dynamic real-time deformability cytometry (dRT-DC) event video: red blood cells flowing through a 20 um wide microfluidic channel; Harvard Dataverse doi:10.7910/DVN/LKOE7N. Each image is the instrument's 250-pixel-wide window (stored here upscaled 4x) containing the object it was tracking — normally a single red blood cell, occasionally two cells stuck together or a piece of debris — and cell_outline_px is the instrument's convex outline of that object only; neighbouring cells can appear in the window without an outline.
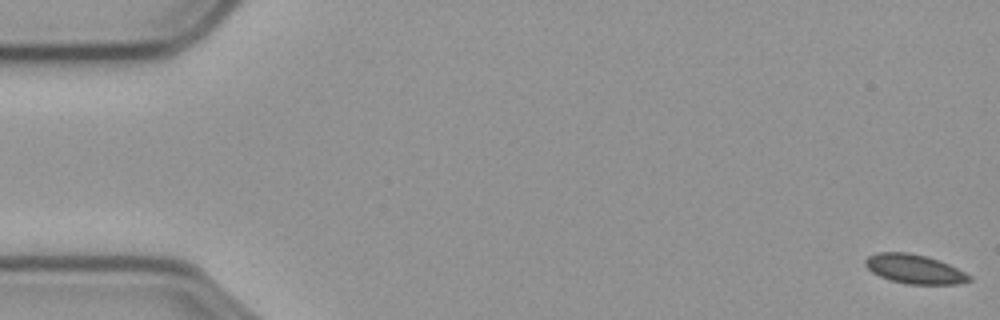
{"species": "common noctule bat (a hibernating species)", "species_latin": "Nyctalus noctula", "temperature_condition": "cold", "stored_images_in_passage": 58, "camera_frame_rate_fps": 3000, "um_per_image_px": 0.085, "animal": {"sex": "male", "body_mass_g": 23.1, "forearm_length_mm": 52.7}, "frame": {"image": 1, "passage_image": 1, "time_ms": 0.0, "image_size_px": [1000, 320], "cell_outline_px": [[972, 280], [960, 284], [904, 284], [888, 280], [872, 272], [864, 264], [864, 260], [868, 256], [880, 252], [908, 252], [924, 256], [948, 264], [972, 276]], "centroid_in_image_um": [77.71, 22.88], "position_along_channel_um": 7.3, "area_um2": 17.63}}
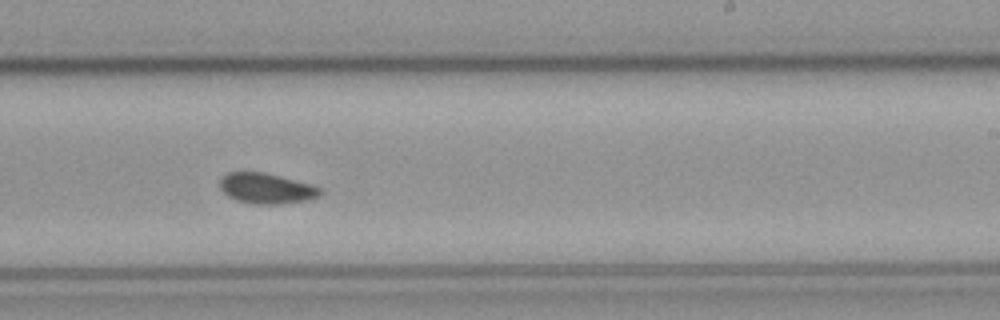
{"frame": {"image": 2, "passage_image": 35, "time_ms": 11.333, "image_size_px": [1000, 320], "cell_outline_px": [[324, 192], [320, 196], [304, 200], [280, 204], [252, 204], [236, 200], [228, 196], [220, 188], [220, 180], [228, 172], [264, 172], [312, 184], [320, 188]], "centroid_in_image_um": [22.66, 16.01], "position_along_channel_um": 266.3, "area_um2": 17.8}}
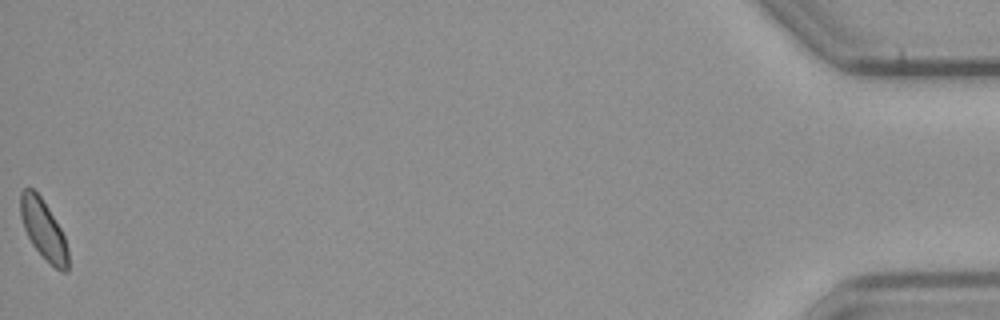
{"frame": {"image": 3, "passage_image": 58, "time_ms": 19.0, "image_size_px": [1000, 320], "cell_outline_px": [[68, 272], [60, 272], [32, 244], [24, 228], [20, 216], [20, 192], [24, 188], [32, 188], [40, 196], [48, 208], [60, 228], [64, 236], [68, 248]], "centroid_in_image_um": [3.69, 19.5], "position_along_channel_um": 431.5, "area_um2": 16.24}}